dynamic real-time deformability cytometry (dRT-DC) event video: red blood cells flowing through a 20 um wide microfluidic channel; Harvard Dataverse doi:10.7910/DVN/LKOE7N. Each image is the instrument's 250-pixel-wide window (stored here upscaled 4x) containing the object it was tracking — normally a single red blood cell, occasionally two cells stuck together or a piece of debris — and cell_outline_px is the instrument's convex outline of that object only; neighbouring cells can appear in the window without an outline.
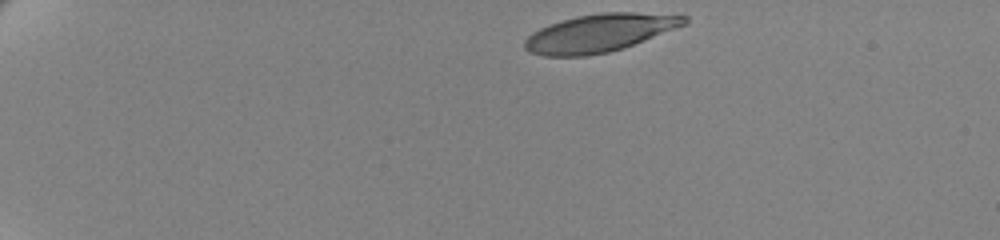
{"species": "human", "species_latin": "Homo sapiens", "temperature_condition": "cold", "stored_images_in_passage": 46, "camera_frame_rate_fps": 3000, "um_per_image_px": 0.085, "donor": {"sex": "female"}, "frame": {"image": 1, "passage_image": 1, "time_ms": 0.0, "image_size_px": [1000, 240], "cell_outline_px": [[688, 24], [632, 44], [608, 52], [588, 56], [544, 56], [528, 52], [524, 48], [524, 40], [532, 32], [548, 24], [560, 20], [576, 16], [600, 12], [632, 12], [688, 16]], "centroid_in_image_um": [50.91, 2.8], "position_along_channel_um": 34.1, "area_um2": 35.2}}
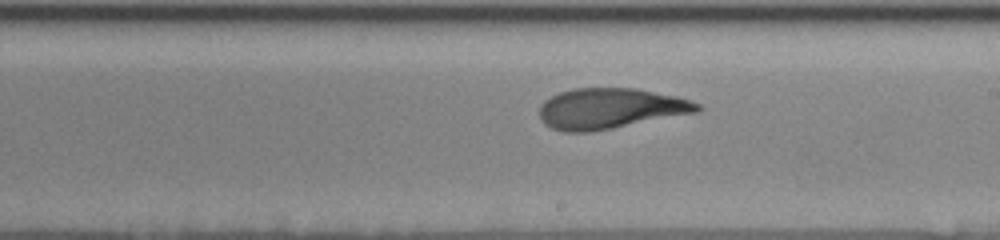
{"frame": {"image": 2, "passage_image": 27, "time_ms": 8.667, "image_size_px": [1000, 240], "cell_outline_px": [[700, 112], [612, 128], [588, 132], [564, 132], [552, 128], [544, 124], [540, 120], [540, 104], [544, 100], [560, 92], [572, 88], [636, 88], [676, 96], [700, 104]], "centroid_in_image_um": [51.85, 9.22], "position_along_channel_um": 237.1, "area_um2": 37.34}}
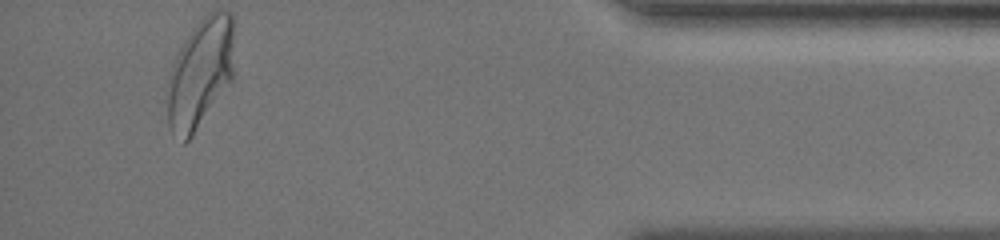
{"frame": {"image": 3, "passage_image": 46, "time_ms": 15.0, "image_size_px": [1000, 240], "cell_outline_px": [[232, 80], [192, 136], [184, 144], [172, 136], [168, 124], [168, 72], [176, 52], [196, 24], [208, 12], [232, 12]], "centroid_in_image_um": [16.97, 6.27], "position_along_channel_um": 418.2, "area_um2": 42.48}, "authors_computed_cell_mechanics": {"area_um2": 37.3388, "velocity_mm_per_s": 3.4596, "shape_relaxation_time_tau1_ms": 5.5829, "shape_relaxation_time_tau2_ms": 1.2803, "deformation_change_tau1": 0.1972, "deformation_change_tau2": 0.0881}}